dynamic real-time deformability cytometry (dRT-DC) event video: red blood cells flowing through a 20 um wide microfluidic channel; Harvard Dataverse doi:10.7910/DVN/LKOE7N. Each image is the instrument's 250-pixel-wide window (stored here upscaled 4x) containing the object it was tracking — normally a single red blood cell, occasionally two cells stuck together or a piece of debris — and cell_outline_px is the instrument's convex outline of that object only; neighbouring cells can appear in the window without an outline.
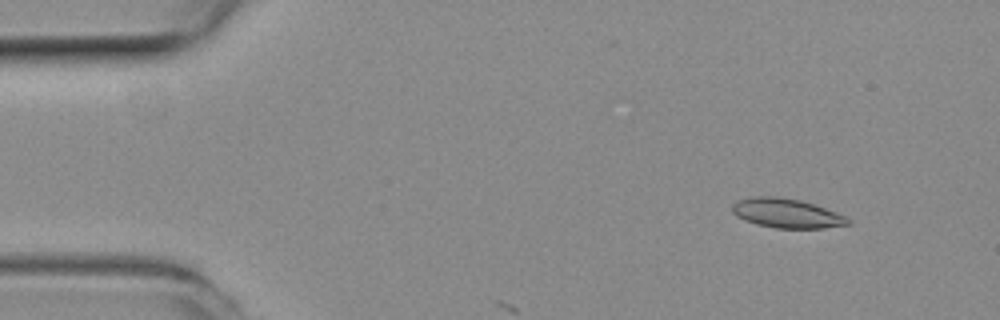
{"species": "common noctule bat (a hibernating species)", "species_latin": "Nyctalus noctula", "temperature_condition": "room temperature", "stored_images_in_passage": 7, "camera_frame_rate_fps": 3000, "um_per_image_px": 0.085, "animal": {"sex": "female", "body_mass_g": 19.3, "forearm_length_mm": 54.1}, "frame": {"image": 1, "passage_image": 3, "time_ms": 0.667, "image_size_px": [1000, 320], "cell_outline_px": [[852, 224], [824, 228], [776, 228], [756, 224], [744, 220], [736, 216], [732, 212], [732, 204], [736, 200], [752, 196], [780, 196], [800, 200], [824, 208], [844, 216], [852, 220]], "centroid_in_image_um": [66.83, 18.12], "position_along_channel_um": 18.2, "area_um2": 19.88}}